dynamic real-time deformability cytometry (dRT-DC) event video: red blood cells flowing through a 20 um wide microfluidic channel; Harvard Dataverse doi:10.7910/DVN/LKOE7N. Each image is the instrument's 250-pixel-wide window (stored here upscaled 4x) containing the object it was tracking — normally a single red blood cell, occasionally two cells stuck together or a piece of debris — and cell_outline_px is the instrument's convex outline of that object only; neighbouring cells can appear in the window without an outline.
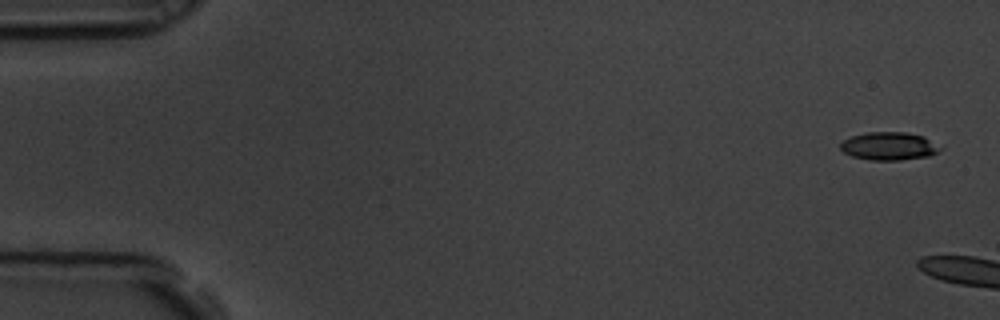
{"species": "common noctule bat (a hibernating species)", "species_latin": "Nyctalus noctula", "temperature_condition": "room temperature", "stored_images_in_passage": 5, "camera_frame_rate_fps": 3000, "um_per_image_px": 0.085, "animal": {"sex": "male", "body_mass_g": 19.5, "forearm_length_mm": 54.6}, "frame": {"image": 1, "passage_image": 1, "time_ms": 0.0, "image_size_px": [1000, 320], "cell_outline_px": [[944, 148], [928, 156], [900, 160], [868, 160], [852, 156], [844, 152], [840, 148], [840, 144], [844, 140], [852, 136], [868, 132], [904, 132], [924, 136]], "centroid_in_image_um": [75.57, 12.42], "position_along_channel_um": 9.4, "area_um2": 16.24}}
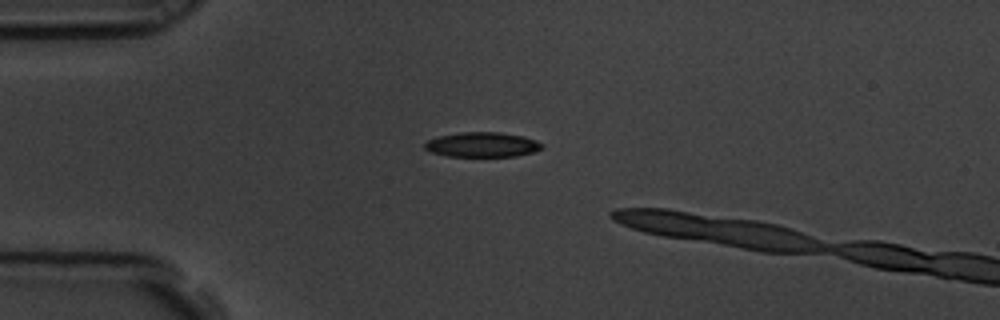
{"frame": {"image": 2, "passage_image": 4, "time_ms": 1.0, "image_size_px": [1000, 320], "cell_outline_px": [[544, 148], [532, 152], [516, 156], [448, 156], [432, 152], [424, 148], [424, 144], [428, 140], [440, 136], [460, 132], [500, 132], [524, 136], [536, 140], [544, 144]], "centroid_in_image_um": [41.03, 12.29], "position_along_channel_um": 44.0, "area_um2": 16.94}}